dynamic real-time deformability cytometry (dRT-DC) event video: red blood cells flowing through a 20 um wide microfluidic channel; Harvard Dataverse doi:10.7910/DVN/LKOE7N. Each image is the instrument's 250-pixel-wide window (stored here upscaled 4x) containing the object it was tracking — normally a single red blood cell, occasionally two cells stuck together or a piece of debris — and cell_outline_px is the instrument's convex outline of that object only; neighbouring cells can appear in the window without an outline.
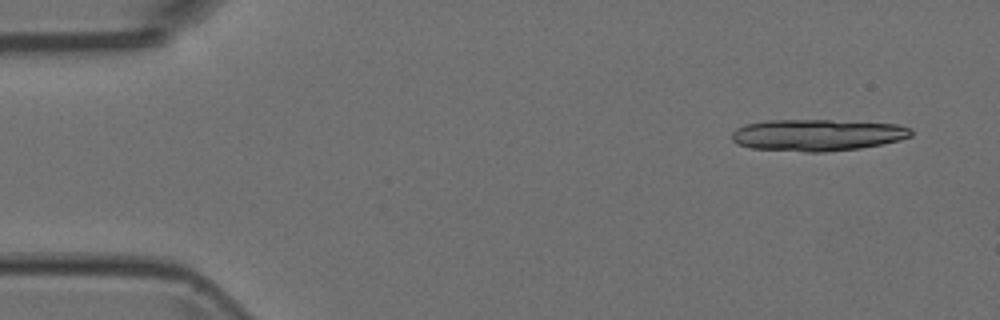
{"species": "Egyptian fruit bat (a non-hibernating species)", "species_latin": "Rousettus aegyptiacus", "temperature_condition": "room temperature", "stored_images_in_passage": 5, "camera_frame_rate_fps": 3000, "um_per_image_px": 0.085, "animal": {"sex": "female"}, "frame": {"image": 1, "passage_image": 1, "time_ms": 0.0, "image_size_px": [1000, 320], "cell_outline_px": [[912, 136], [900, 140], [884, 144], [860, 148], [824, 152], [804, 152], [752, 148], [736, 144], [732, 140], [732, 132], [736, 128], [744, 124], [768, 120], [828, 120], [896, 124], [912, 128]], "centroid_in_image_um": [69.46, 11.48], "position_along_channel_um": 15.5, "area_um2": 33.29}}
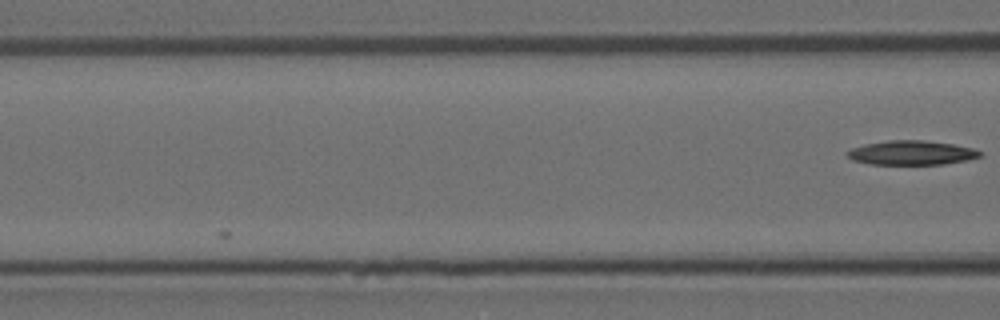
{"frame": {"image": 2, "passage_image": 5, "time_ms": 1.333, "image_size_px": [1000, 320], "cell_outline_px": [[984, 152], [980, 156], [968, 160], [944, 164], [868, 164], [852, 160], [844, 152], [852, 148], [864, 144], [888, 140], [924, 140], [952, 144], [972, 148]], "centroid_in_image_um": [77.46, 12.98], "position_along_channel_um": 89.1, "area_um2": 18.84}}